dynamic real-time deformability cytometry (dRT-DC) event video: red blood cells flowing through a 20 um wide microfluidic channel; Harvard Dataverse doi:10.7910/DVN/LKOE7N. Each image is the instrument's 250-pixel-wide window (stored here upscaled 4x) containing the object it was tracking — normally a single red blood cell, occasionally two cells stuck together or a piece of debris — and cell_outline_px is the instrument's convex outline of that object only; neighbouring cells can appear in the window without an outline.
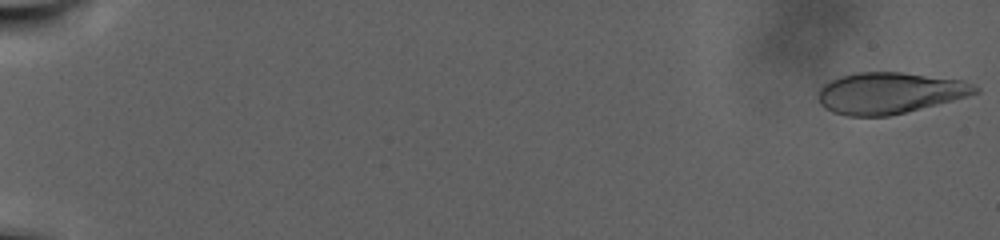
{"species": "human", "species_latin": "Homo sapiens", "temperature_condition": "warm", "stored_images_in_passage": 102, "camera_frame_rate_fps": 3000, "um_per_image_px": 0.085, "donor": {"sex": "male"}, "frame": {"image": 1, "passage_image": 1, "time_ms": 0.0, "image_size_px": [1000, 240], "cell_outline_px": [[980, 92], [952, 100], [888, 116], [848, 116], [832, 112], [824, 108], [820, 104], [816, 96], [820, 88], [824, 84], [840, 76], [856, 72], [900, 72], [960, 80], [972, 84], [980, 88]], "centroid_in_image_um": [75.55, 7.9], "position_along_channel_um": 9.5, "area_um2": 37.51}}
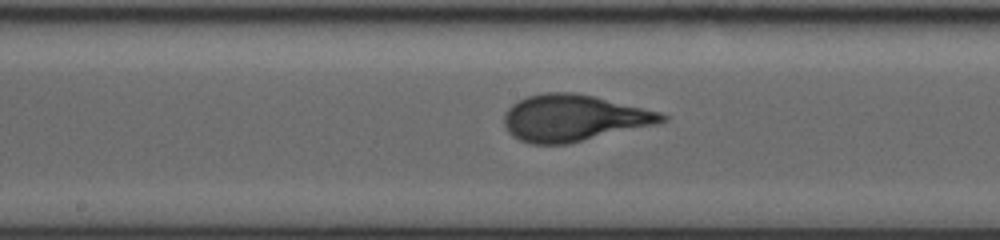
{"frame": {"image": 2, "passage_image": 58, "time_ms": 19.0, "image_size_px": [1000, 240], "cell_outline_px": [[668, 120], [656, 124], [568, 144], [532, 144], [520, 140], [512, 136], [508, 132], [504, 124], [504, 112], [512, 104], [528, 96], [544, 92], [572, 92], [592, 96], [660, 112], [668, 116]], "centroid_in_image_um": [48.73, 10.04], "position_along_channel_um": 199.5, "area_um2": 42.54}}
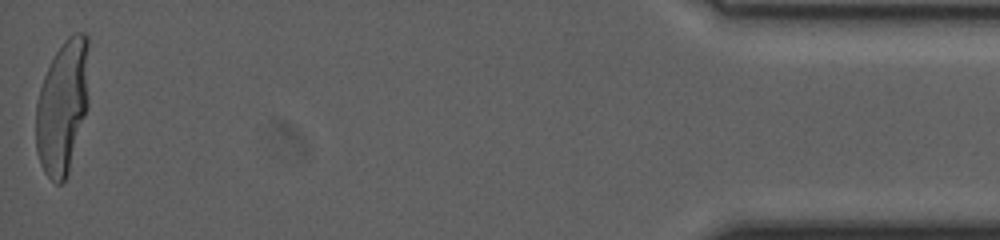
{"frame": {"image": 3, "passage_image": 102, "time_ms": 33.667, "image_size_px": [1000, 240], "cell_outline_px": [[88, 108], [68, 172], [64, 180], [60, 184], [56, 184], [44, 172], [40, 164], [36, 152], [36, 104], [40, 88], [44, 76], [56, 52], [64, 40], [68, 36], [76, 32], [84, 32], [88, 36]], "centroid_in_image_um": [5.32, 9.07], "position_along_channel_um": 429.9, "area_um2": 41.5}, "authors_computed_cell_mechanics": {"area_um2": 40.7779, "velocity_mm_per_s": 2.1059, "shape_relaxation_time_tau1_ms": 7.7968, "shape_relaxation_time_tau2_ms": null, "deformation_change_tau1": 0.2533, "deformation_change_tau2": null}}